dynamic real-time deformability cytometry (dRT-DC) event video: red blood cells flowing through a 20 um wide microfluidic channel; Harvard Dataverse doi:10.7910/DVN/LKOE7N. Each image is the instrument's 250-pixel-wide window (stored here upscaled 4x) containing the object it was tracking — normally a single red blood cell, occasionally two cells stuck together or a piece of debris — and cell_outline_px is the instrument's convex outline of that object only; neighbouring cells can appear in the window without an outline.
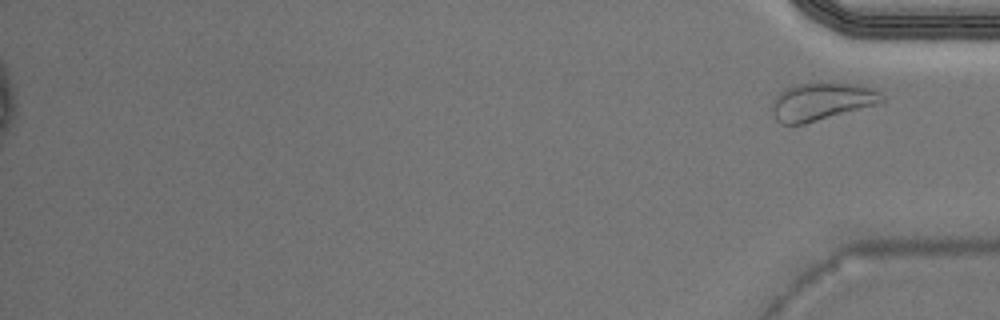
{"species": "Egyptian fruit bat (a non-hibernating species)", "species_latin": "Rousettus aegyptiacus", "temperature_condition": "warm", "stored_images_in_passage": 39, "segment_of_instrument_passage": [2, 2], "camera_frame_rate_fps": 3000, "um_per_image_px": 0.085, "animal": {"sex": "male"}, "frame": {"image": 1, "passage_image": 39, "time_ms": 12.667, "image_size_px": [1000, 320], "cell_outline_px": [[884, 100], [872, 104], [804, 124], [780, 124], [776, 120], [772, 112], [772, 100], [780, 92], [796, 84], [812, 80], [820, 80], [856, 84], [872, 88], [880, 92], [884, 96]], "centroid_in_image_um": [69.76, 8.57], "position_along_channel_um": 365.4, "area_um2": 24.22}}